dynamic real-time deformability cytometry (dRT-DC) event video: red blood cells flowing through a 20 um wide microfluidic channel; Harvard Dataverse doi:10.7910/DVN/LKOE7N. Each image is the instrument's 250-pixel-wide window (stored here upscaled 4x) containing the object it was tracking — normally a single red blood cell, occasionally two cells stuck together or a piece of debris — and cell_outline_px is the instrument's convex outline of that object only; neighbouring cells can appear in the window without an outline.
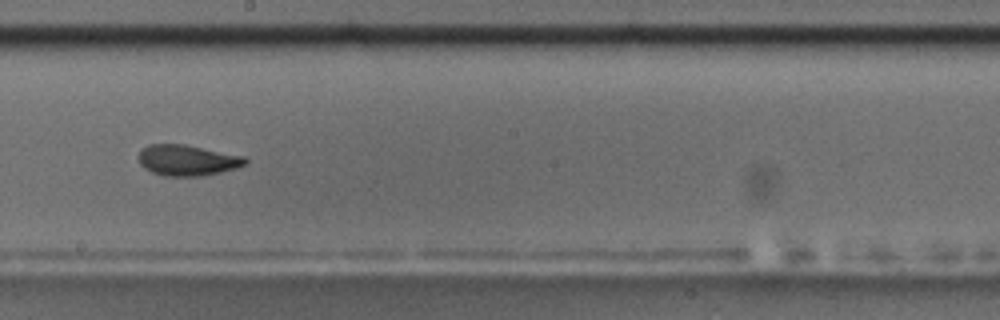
{"species": "common noctule bat (a hibernating species)", "species_latin": "Nyctalus noctula", "temperature_condition": "room temperature", "stored_images_in_passage": 37, "camera_frame_rate_fps": 3000, "um_per_image_px": 0.085, "animal": {"sex": "male", "body_mass_g": 17.5, "forearm_length_mm": 52.3}, "frame": {"image": 1, "passage_image": 16, "time_ms": 5.0, "image_size_px": [1000, 320], "cell_outline_px": [[248, 164], [236, 168], [204, 176], [164, 176], [152, 172], [144, 168], [140, 164], [140, 152], [148, 144], [184, 144], [244, 156], [248, 160]], "centroid_in_image_um": [15.96, 13.63], "position_along_channel_um": 232.2, "area_um2": 19.13}, "authors_computed_cell_mechanics": {"area_um2": 18.9006, "velocity_mm_per_s": 3.7593, "shape_relaxation_time_tau1_ms": 3.3734, "shape_relaxation_time_tau2_ms": 1.6689, "deformation_change_tau1": 0.1247, "deformation_change_tau2": 0.0875}}